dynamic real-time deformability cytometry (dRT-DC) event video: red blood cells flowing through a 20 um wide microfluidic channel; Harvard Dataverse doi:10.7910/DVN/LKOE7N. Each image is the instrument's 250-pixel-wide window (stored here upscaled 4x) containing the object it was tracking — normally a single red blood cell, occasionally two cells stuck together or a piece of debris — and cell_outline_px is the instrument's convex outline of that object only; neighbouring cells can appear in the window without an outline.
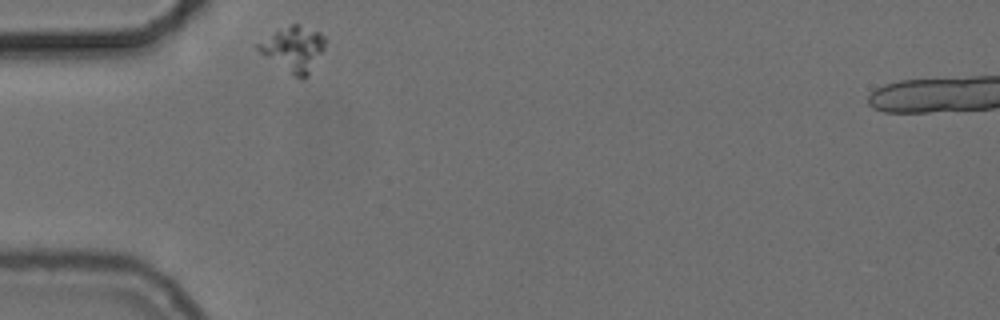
{"species": "common noctule bat (a hibernating species)", "species_latin": "Nyctalus noctula", "temperature_condition": "cold", "stored_images_in_passage": 33, "camera_frame_rate_fps": 3000, "um_per_image_px": 0.085, "animal": {"sex": "female", "body_mass_g": 24.6, "forearm_length_mm": 56.2}, "frame": {"image": 1, "passage_image": 1, "time_ms": 0.0, "image_size_px": [1000, 320], "cell_outline_px": [[324, 48], [308, 76], [304, 80], [300, 80], [260, 52], [256, 48], [256, 44], [276, 32], [292, 24], [296, 24], [320, 32], [324, 36]], "centroid_in_image_um": [24.98, 4.19], "position_along_channel_um": 60.0, "area_um2": 16.99}}
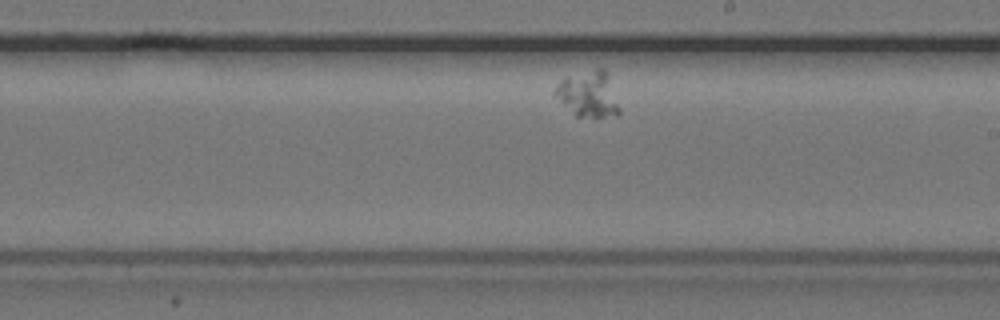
{"frame": {"image": 2, "passage_image": 19, "time_ms": 6.0, "image_size_px": [1000, 320], "cell_outline_px": [[620, 112], [616, 116], [596, 120], [576, 116], [552, 92], [560, 80], [564, 76], [596, 68], [604, 68], [608, 72], [620, 108]], "centroid_in_image_um": [50.05, 8.02], "position_along_channel_um": 239.0, "area_um2": 17.8}}
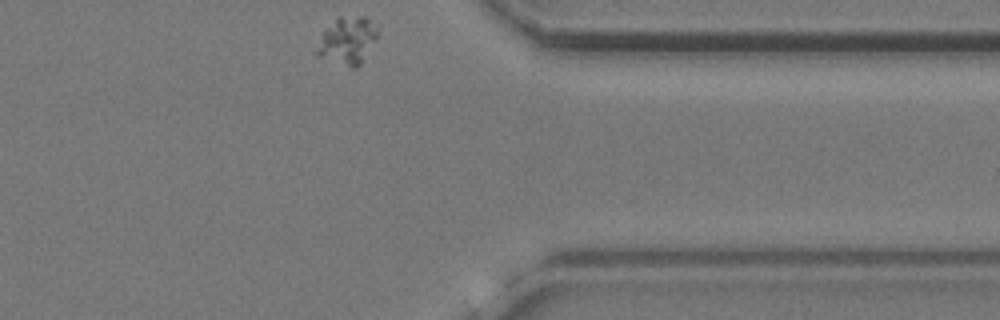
{"frame": {"image": 3, "passage_image": 33, "time_ms": 10.667, "image_size_px": [1000, 320], "cell_outline_px": [[376, 40], [360, 64], [356, 68], [352, 68], [316, 56], [316, 52], [324, 28], [336, 16], [364, 16], [376, 28]], "centroid_in_image_um": [29.49, 3.44], "position_along_channel_um": 381.9, "area_um2": 16.65}}